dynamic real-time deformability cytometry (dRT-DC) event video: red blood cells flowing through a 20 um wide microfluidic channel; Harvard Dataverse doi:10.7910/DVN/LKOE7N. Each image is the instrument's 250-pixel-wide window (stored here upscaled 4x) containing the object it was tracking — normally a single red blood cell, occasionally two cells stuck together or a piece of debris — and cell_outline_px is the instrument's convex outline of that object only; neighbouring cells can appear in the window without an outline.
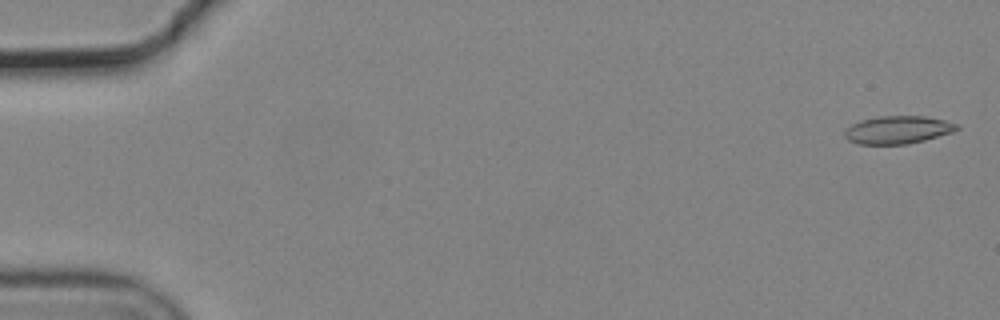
{"species": "common noctule bat (a hibernating species)", "species_latin": "Nyctalus noctula", "temperature_condition": "cold", "stored_images_in_passage": 56, "camera_frame_rate_fps": 3000, "um_per_image_px": 0.085, "animal": {"sex": "male", "body_mass_g": 19.2, "forearm_length_mm": 51.8}, "frame": {"image": 1, "passage_image": 2, "time_ms": 0.333, "image_size_px": [1000, 320], "cell_outline_px": [[960, 128], [952, 132], [924, 140], [908, 144], [860, 144], [848, 140], [844, 136], [844, 132], [852, 124], [860, 120], [880, 116], [924, 116], [944, 120], [960, 124]], "centroid_in_image_um": [76.33, 11.03], "position_along_channel_um": 8.7, "area_um2": 18.15}}
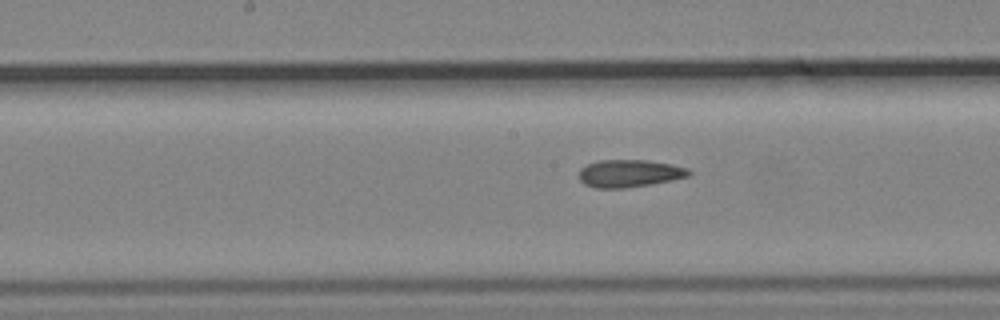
{"frame": {"image": 2, "passage_image": 29, "time_ms": 9.333, "image_size_px": [1000, 320], "cell_outline_px": [[692, 172], [688, 176], [672, 180], [624, 188], [596, 188], [584, 184], [580, 180], [580, 168], [588, 164], [600, 160], [648, 160], [672, 164], [688, 168]], "centroid_in_image_um": [53.51, 14.73], "position_along_channel_um": 194.7, "area_um2": 17.51}}
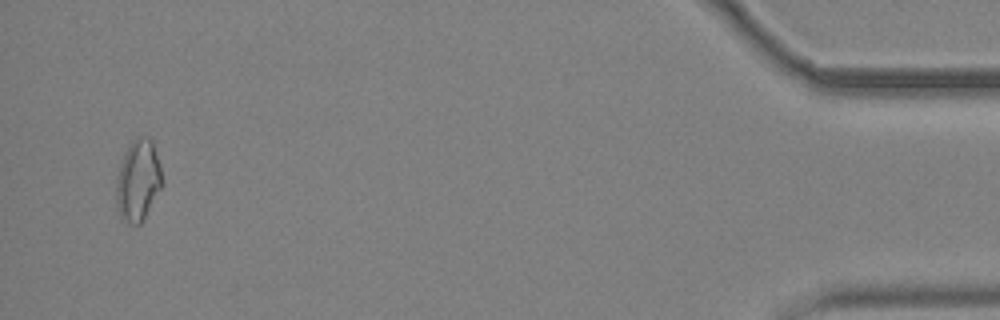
{"frame": {"image": 3, "passage_image": 54, "time_ms": 17.667, "image_size_px": [1000, 320], "cell_outline_px": [[164, 184], [140, 224], [128, 224], [120, 220], [116, 204], [116, 180], [120, 164], [132, 140], [136, 136], [148, 136], [152, 140], [160, 164], [164, 180]], "centroid_in_image_um": [11.75, 15.35], "position_along_channel_um": 423.5, "area_um2": 22.08}, "authors_computed_cell_mechanics": {"area_um2": 18.1492, "velocity_mm_per_s": 3.7316, "shape_relaxation_time_tau1_ms": null, "shape_relaxation_time_tau2_ms": 3.86, "deformation_change_tau1": null, "deformation_change_tau2": 0.1177}}